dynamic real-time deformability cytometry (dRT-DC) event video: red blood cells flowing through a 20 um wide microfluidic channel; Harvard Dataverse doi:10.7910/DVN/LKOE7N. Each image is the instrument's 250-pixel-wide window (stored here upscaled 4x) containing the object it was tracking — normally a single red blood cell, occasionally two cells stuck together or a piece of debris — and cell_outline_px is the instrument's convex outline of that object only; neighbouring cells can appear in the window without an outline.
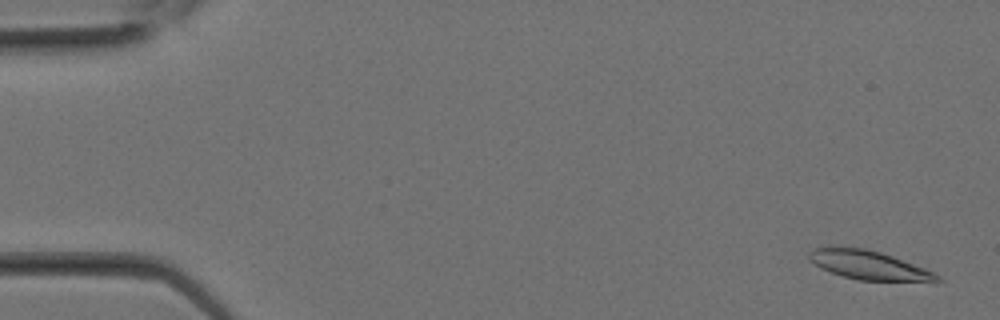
{"species": "Egyptian fruit bat (a non-hibernating species)", "species_latin": "Rousettus aegyptiacus", "temperature_condition": "room temperature", "stored_images_in_passage": 17, "camera_frame_rate_fps": 3000, "um_per_image_px": 0.085, "animal": {"sex": "female"}, "frame": {"image": 1, "passage_image": 2, "time_ms": 0.333, "image_size_px": [1000, 320], "cell_outline_px": [[944, 280], [936, 284], [856, 280], [820, 268], [808, 260], [808, 252], [812, 248], [828, 244], [832, 244], [864, 248], [880, 252], [892, 256], [936, 272]], "centroid_in_image_um": [73.91, 22.55], "position_along_channel_um": 11.1, "area_um2": 23.06}}
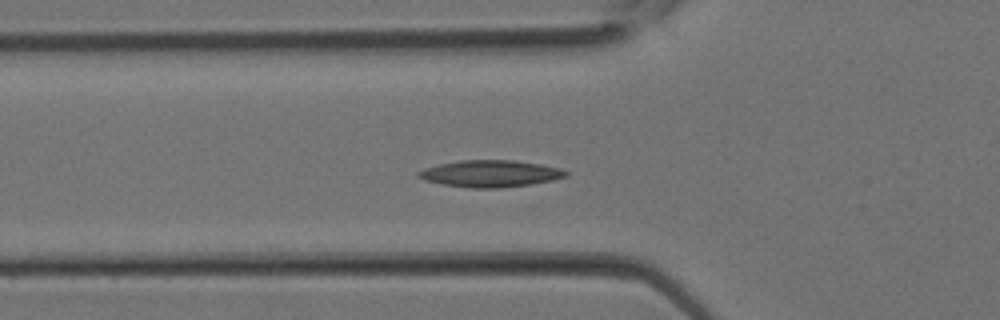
{"frame": {"image": 2, "passage_image": 11, "time_ms": 3.333, "image_size_px": [1000, 320], "cell_outline_px": [[568, 176], [552, 180], [532, 184], [500, 188], [472, 188], [444, 184], [424, 180], [416, 176], [416, 172], [424, 168], [440, 164], [460, 160], [516, 160], [540, 164], [560, 168], [568, 172]], "centroid_in_image_um": [41.68, 14.75], "position_along_channel_um": 84.1, "area_um2": 23.06}}
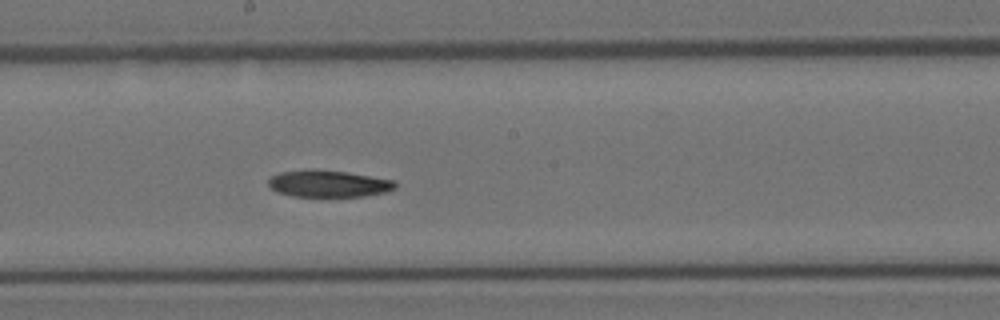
{"frame": {"image": 3, "passage_image": 17, "time_ms": 5.333, "image_size_px": [1000, 320], "cell_outline_px": [[396, 188], [384, 192], [364, 196], [292, 196], [276, 192], [268, 184], [268, 180], [272, 176], [280, 172], [316, 168], [348, 172], [396, 180]], "centroid_in_image_um": [27.92, 15.59], "position_along_channel_um": 220.3, "area_um2": 20.0}}